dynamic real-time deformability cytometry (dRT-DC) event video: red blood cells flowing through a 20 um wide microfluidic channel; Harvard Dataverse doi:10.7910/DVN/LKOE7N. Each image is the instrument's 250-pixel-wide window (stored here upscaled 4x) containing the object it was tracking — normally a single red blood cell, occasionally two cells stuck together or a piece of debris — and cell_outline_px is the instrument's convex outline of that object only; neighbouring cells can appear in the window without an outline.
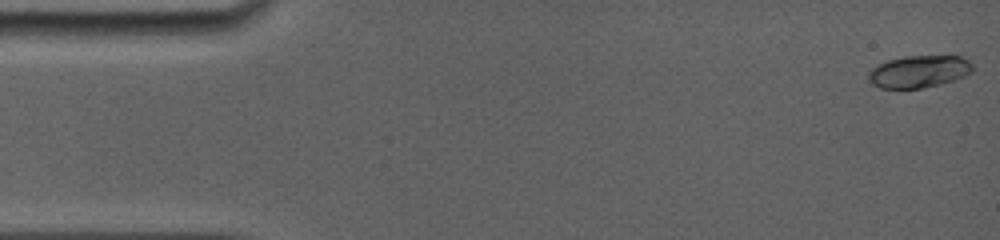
{"species": "common noctule bat (a hibernating species)", "species_latin": "Nyctalus noctula", "temperature_condition": "room temperature", "stored_images_in_passage": 39, "camera_frame_rate_fps": 5000, "um_per_image_px": 0.085, "animal": {"sex": "female", "body_mass_g": 19.0, "forearm_length_mm": 56.7}, "frame": {"image": 1, "passage_image": 1, "time_ms": 0.0, "image_size_px": [1000, 240], "cell_outline_px": [[972, 72], [964, 76], [940, 84], [920, 88], [880, 88], [872, 84], [868, 80], [868, 72], [876, 64], [888, 60], [904, 56], [960, 56], [968, 60], [972, 64]], "centroid_in_image_um": [78.07, 6.07], "position_along_channel_um": 6.9, "area_um2": 19.54}}
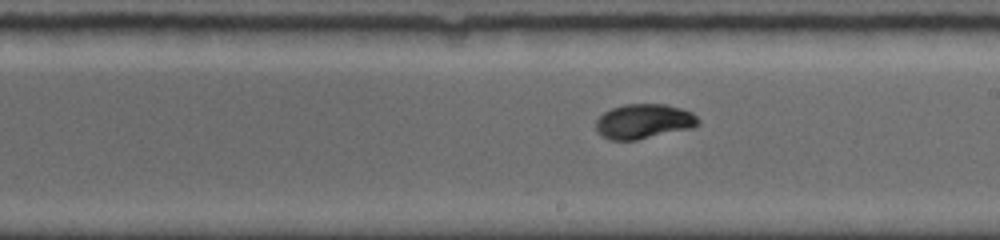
{"frame": {"image": 2, "passage_image": 22, "time_ms": 9.0, "image_size_px": [1000, 240], "cell_outline_px": [[700, 124], [692, 128], [636, 140], [608, 140], [600, 136], [596, 132], [596, 120], [604, 112], [612, 108], [624, 104], [668, 104], [692, 112], [700, 120]], "centroid_in_image_um": [54.71, 10.32], "position_along_channel_um": 234.3, "area_um2": 20.92}}
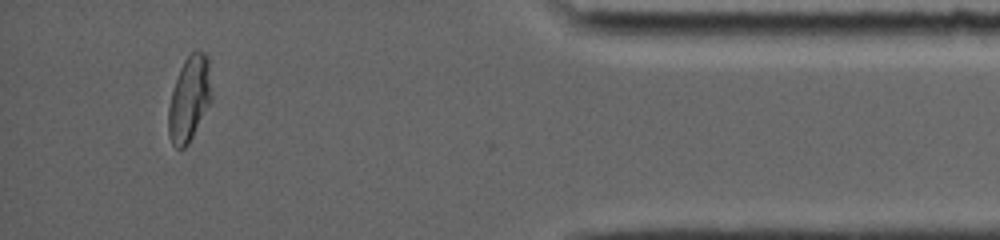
{"frame": {"image": 3, "passage_image": 38, "time_ms": 14.6, "image_size_px": [1000, 240], "cell_outline_px": [[212, 100], [188, 144], [184, 148], [176, 148], [172, 144], [168, 136], [168, 108], [172, 92], [180, 68], [184, 60], [196, 48], [204, 52], [208, 56], [212, 96]], "centroid_in_image_um": [16.1, 8.38], "position_along_channel_um": 419.1, "area_um2": 21.5}, "authors_computed_cell_mechanics": {"area_um2": 20.23, "velocity_mm_per_s": 3.9385, "shape_relaxation_time_tau1_ms": 4.35, "shape_relaxation_time_tau2_ms": null, "deformation_change_tau1": 0.1821, "deformation_change_tau2": null}}